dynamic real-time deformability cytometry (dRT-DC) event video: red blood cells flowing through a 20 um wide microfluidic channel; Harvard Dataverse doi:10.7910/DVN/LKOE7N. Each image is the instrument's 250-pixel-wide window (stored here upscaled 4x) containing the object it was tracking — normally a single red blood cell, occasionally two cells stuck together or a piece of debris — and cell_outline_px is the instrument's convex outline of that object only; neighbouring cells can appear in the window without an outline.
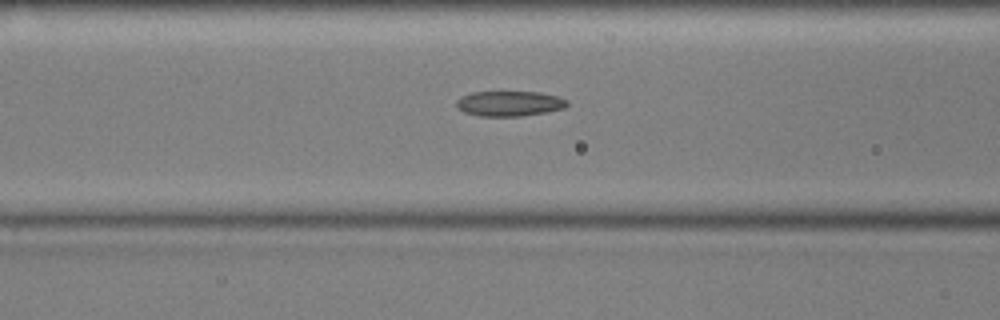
{"species": "common noctule bat (a hibernating species)", "species_latin": "Nyctalus noctula", "temperature_condition": "cold", "stored_images_in_passage": 55, "camera_frame_rate_fps": 3000, "um_per_image_px": 0.085, "animal": {"sex": "male", "body_mass_g": 17.9, "forearm_length_mm": 54.2}, "frame": {"image": 1, "passage_image": 21, "time_ms": 6.667, "image_size_px": [1000, 320], "cell_outline_px": [[568, 104], [564, 108], [544, 112], [520, 116], [480, 116], [464, 112], [456, 104], [456, 100], [460, 96], [472, 92], [540, 92], [556, 96], [568, 100]], "centroid_in_image_um": [43.28, 8.79], "position_along_channel_um": 123.3, "area_um2": 16.13}}
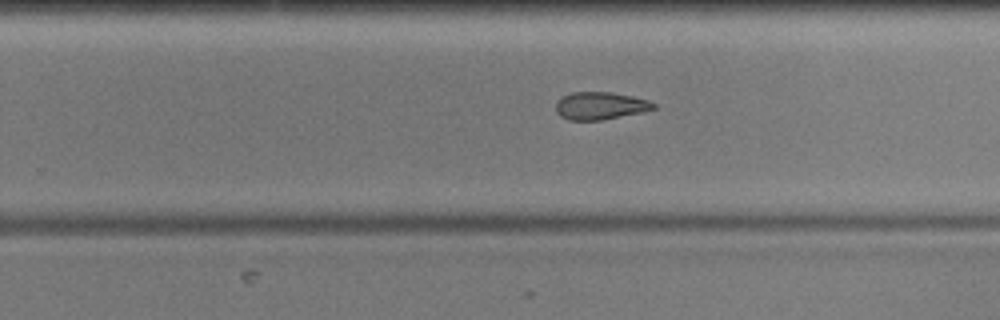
{"frame": {"image": 2, "passage_image": 34, "time_ms": 11.0, "image_size_px": [1000, 320], "cell_outline_px": [[656, 108], [640, 112], [600, 120], [568, 120], [560, 116], [556, 112], [556, 100], [572, 92], [612, 92], [632, 96], [648, 100], [656, 104]], "centroid_in_image_um": [50.99, 8.98], "position_along_channel_um": 278.8, "area_um2": 15.61}}
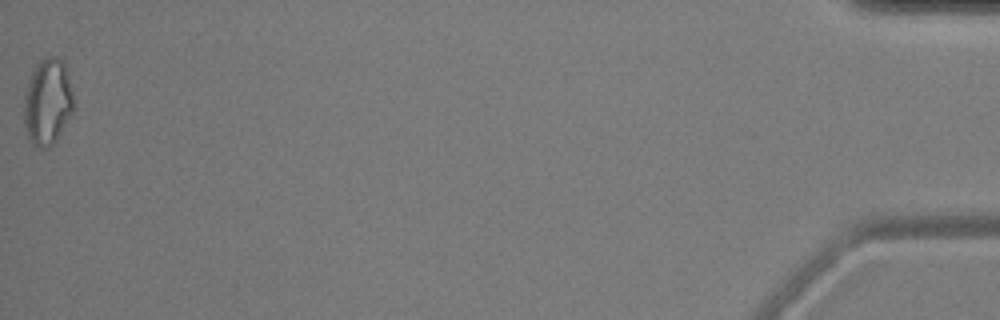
{"frame": {"image": 3, "passage_image": 55, "time_ms": 18.0, "image_size_px": [1000, 320], "cell_outline_px": [[72, 112], [56, 140], [48, 148], [40, 148], [32, 144], [28, 136], [24, 124], [24, 96], [32, 68], [40, 60], [48, 56], [56, 56], [64, 64], [72, 92]], "centroid_in_image_um": [4.01, 8.66], "position_along_channel_um": 431.2, "area_um2": 24.68}, "authors_computed_cell_mechanics": {"area_um2": 17.2822, "velocity_mm_per_s": 3.5901, "shape_relaxation_time_tau1_ms": null, "shape_relaxation_time_tau2_ms": 6.8053, "deformation_change_tau1": null, "deformation_change_tau2": 0.1461}}